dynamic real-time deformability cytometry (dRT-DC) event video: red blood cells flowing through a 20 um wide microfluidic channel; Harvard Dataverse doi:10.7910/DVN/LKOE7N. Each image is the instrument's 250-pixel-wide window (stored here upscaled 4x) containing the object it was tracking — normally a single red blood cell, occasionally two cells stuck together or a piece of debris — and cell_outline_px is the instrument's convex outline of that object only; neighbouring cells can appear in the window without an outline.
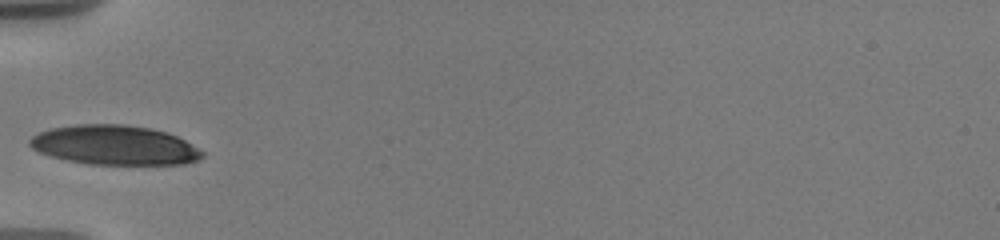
{"species": "human", "species_latin": "Homo sapiens", "temperature_condition": "warm", "stored_images_in_passage": 3, "camera_frame_rate_fps": 3000, "um_per_image_px": 0.085, "donor": {"sex": "male"}, "frame": {"image": 1, "passage_image": 3, "time_ms": 2.0, "image_size_px": [1000, 240], "cell_outline_px": [[204, 156], [196, 160], [184, 164], [88, 164], [68, 160], [52, 156], [40, 152], [32, 148], [28, 144], [28, 140], [32, 136], [40, 132], [52, 128], [76, 124], [124, 124], [152, 128], [168, 132], [184, 140], [204, 152]], "centroid_in_image_um": [9.73, 12.33], "position_along_channel_um": 75.3, "area_um2": 39.65}}